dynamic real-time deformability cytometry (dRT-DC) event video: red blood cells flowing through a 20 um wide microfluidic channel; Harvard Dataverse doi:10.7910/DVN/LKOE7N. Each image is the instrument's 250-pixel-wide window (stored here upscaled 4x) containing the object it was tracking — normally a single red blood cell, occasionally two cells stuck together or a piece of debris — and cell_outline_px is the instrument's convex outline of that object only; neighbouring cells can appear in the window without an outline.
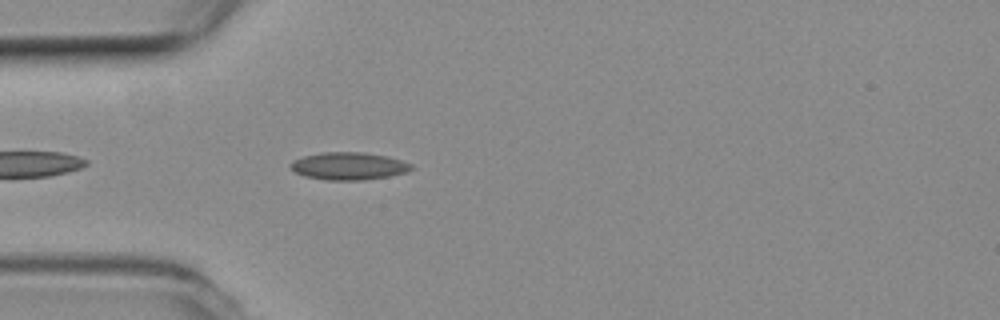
{"species": "common noctule bat (a hibernating species)", "species_latin": "Nyctalus noctula", "temperature_condition": "room temperature", "stored_images_in_passage": 41, "camera_frame_rate_fps": 3000, "um_per_image_px": 0.085, "animal": {"sex": "female", "body_mass_g": 19.3, "forearm_length_mm": 54.1}, "frame": {"image": 1, "passage_image": 3, "time_ms": 0.667, "image_size_px": [1000, 320], "cell_outline_px": [[416, 168], [408, 172], [388, 176], [364, 180], [324, 180], [304, 176], [288, 168], [288, 164], [292, 160], [304, 156], [320, 152], [364, 152], [388, 156], [412, 164]], "centroid_in_image_um": [29.63, 14.11], "position_along_channel_um": 55.4, "area_um2": 19.71}}
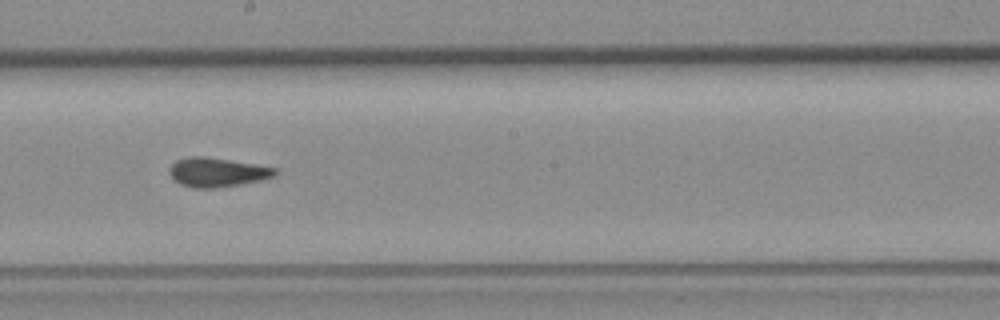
{"frame": {"image": 2, "passage_image": 17, "time_ms": 5.333, "image_size_px": [1000, 320], "cell_outline_px": [[280, 172], [276, 176], [260, 180], [240, 184], [216, 188], [196, 188], [180, 184], [172, 180], [168, 172], [168, 168], [176, 160], [192, 156], [204, 156], [256, 164], [280, 168]], "centroid_in_image_um": [18.48, 14.64], "position_along_channel_um": 229.7, "area_um2": 18.26}}
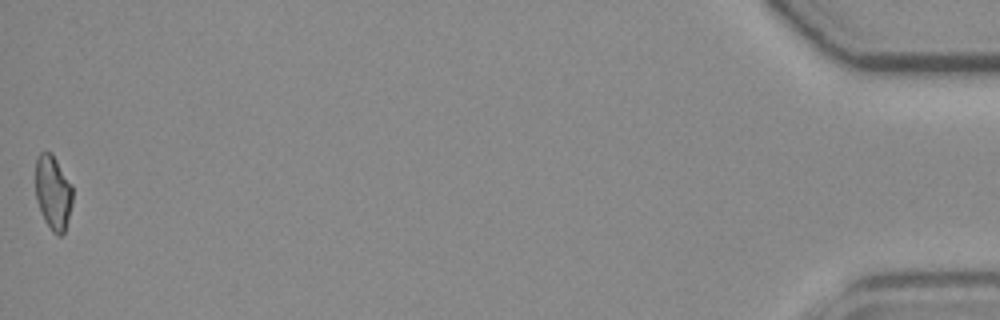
{"frame": {"image": 3, "passage_image": 41, "time_ms": 13.333, "image_size_px": [1000, 320], "cell_outline_px": [[72, 204], [64, 232], [60, 236], [56, 236], [52, 232], [44, 220], [36, 200], [36, 156], [40, 152], [52, 152], [72, 184]], "centroid_in_image_um": [4.51, 16.35], "position_along_channel_um": 430.7, "area_um2": 16.24}, "authors_computed_cell_mechanics": {"area_um2": 17.5134, "velocity_mm_per_s": 3.8332, "shape_relaxation_time_tau1_ms": null, "shape_relaxation_time_tau2_ms": 1.9386, "deformation_change_tau1": null, "deformation_change_tau2": 0.077}}